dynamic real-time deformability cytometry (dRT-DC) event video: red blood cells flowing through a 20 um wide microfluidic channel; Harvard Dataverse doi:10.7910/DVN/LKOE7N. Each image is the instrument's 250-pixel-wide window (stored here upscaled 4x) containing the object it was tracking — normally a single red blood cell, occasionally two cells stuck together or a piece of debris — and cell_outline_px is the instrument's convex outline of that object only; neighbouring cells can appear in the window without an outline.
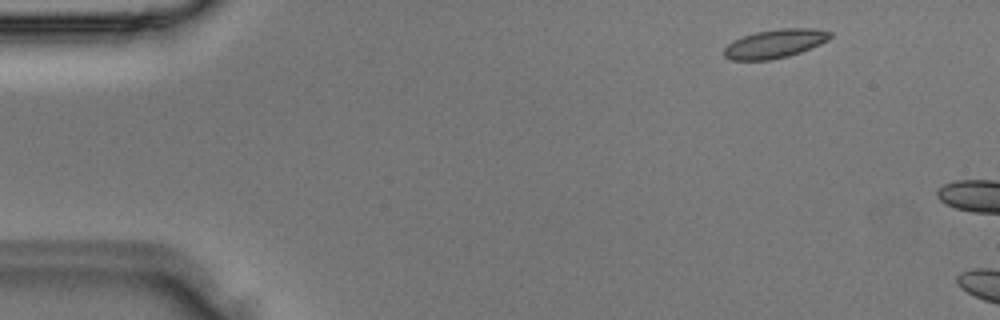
{"species": "Egyptian fruit bat (a non-hibernating species)", "species_latin": "Rousettus aegyptiacus", "temperature_condition": "room temperature", "stored_images_in_passage": 2, "camera_frame_rate_fps": 3000, "um_per_image_px": 0.085, "animal": {"sex": "male"}, "frame": {"image": 1, "passage_image": 1, "time_ms": 0.0, "image_size_px": [1000, 320], "cell_outline_px": [[832, 36], [828, 40], [820, 44], [800, 52], [788, 56], [772, 60], [732, 60], [724, 56], [724, 48], [732, 40], [756, 32], [780, 28], [812, 28], [832, 32]], "centroid_in_image_um": [65.87, 3.71], "position_along_channel_um": 19.1, "area_um2": 17.74}}